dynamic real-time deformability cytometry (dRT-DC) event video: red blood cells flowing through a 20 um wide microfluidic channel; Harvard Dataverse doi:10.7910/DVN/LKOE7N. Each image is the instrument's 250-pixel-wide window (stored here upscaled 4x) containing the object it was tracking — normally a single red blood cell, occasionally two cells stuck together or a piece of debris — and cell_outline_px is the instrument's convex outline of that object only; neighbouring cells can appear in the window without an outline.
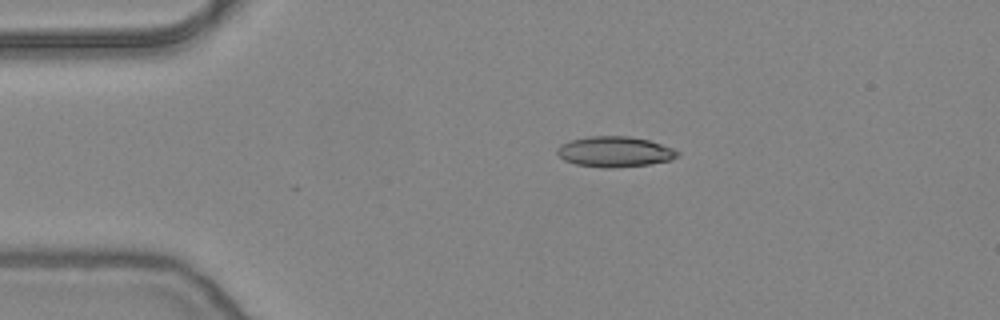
{"species": "common noctule bat (a hibernating species)", "species_latin": "Nyctalus noctula", "temperature_condition": "warm", "stored_images_in_passage": 30, "camera_frame_rate_fps": 3000, "um_per_image_px": 0.085, "animal": {"sex": "female", "body_mass_g": 24.6, "forearm_length_mm": 56.2}, "frame": {"image": 1, "passage_image": 1, "time_ms": 0.0, "image_size_px": [1000, 320], "cell_outline_px": [[680, 152], [672, 160], [648, 164], [612, 168], [604, 168], [576, 164], [564, 160], [556, 152], [556, 148], [560, 144], [572, 140], [588, 136], [628, 136], [648, 140], [672, 148]], "centroid_in_image_um": [52.22, 12.89], "position_along_channel_um": 32.8, "area_um2": 21.27}}
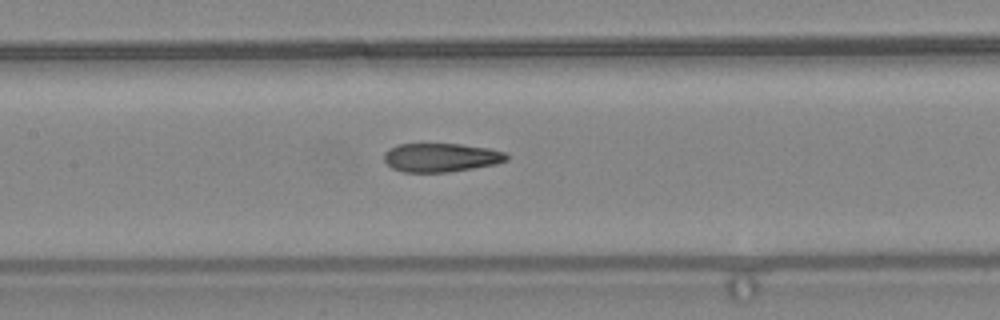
{"frame": {"image": 2, "passage_image": 15, "time_ms": 4.667, "image_size_px": [1000, 320], "cell_outline_px": [[508, 160], [496, 164], [448, 172], [404, 172], [392, 168], [384, 160], [384, 152], [388, 148], [400, 144], [460, 144], [488, 148], [504, 152], [508, 156]], "centroid_in_image_um": [37.47, 13.39], "position_along_channel_um": 169.9, "area_um2": 20.46}}
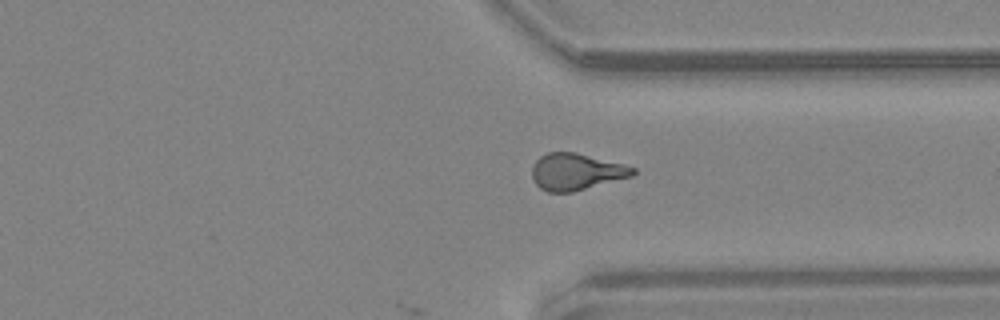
{"frame": {"image": 3, "passage_image": 30, "time_ms": 9.667, "image_size_px": [1000, 320], "cell_outline_px": [[636, 172], [632, 176], [572, 192], [548, 192], [540, 188], [532, 180], [532, 168], [536, 160], [540, 156], [548, 152], [576, 152], [624, 164], [636, 168]], "centroid_in_image_um": [48.96, 14.59], "position_along_channel_um": 362.4, "area_um2": 21.56}}